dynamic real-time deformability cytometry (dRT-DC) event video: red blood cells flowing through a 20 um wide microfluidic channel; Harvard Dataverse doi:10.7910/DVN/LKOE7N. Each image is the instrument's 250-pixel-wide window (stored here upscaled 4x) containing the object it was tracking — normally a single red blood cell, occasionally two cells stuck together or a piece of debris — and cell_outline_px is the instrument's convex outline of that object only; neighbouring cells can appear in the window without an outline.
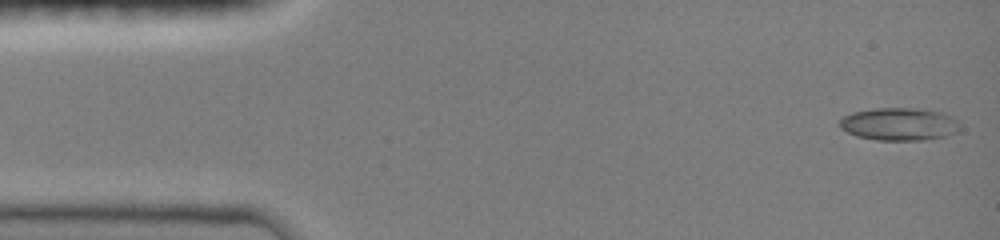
{"species": "common noctule bat (a hibernating species)", "species_latin": "Nyctalus noctula", "temperature_condition": "room temperature", "stored_images_in_passage": 10, "camera_frame_rate_fps": 3000, "um_per_image_px": 0.085, "animal": {"sex": "female", "body_mass_g": 19.0, "forearm_length_mm": 51.5}, "frame": {"image": 1, "passage_image": 1, "time_ms": 0.0, "image_size_px": [1000, 240], "cell_outline_px": [[960, 128], [956, 132], [948, 136], [924, 140], [876, 140], [856, 136], [840, 128], [840, 120], [844, 116], [852, 112], [876, 108], [920, 108], [944, 112], [952, 116], [960, 124]], "centroid_in_image_um": [76.47, 10.54], "position_along_channel_um": 8.5, "area_um2": 23.18}}
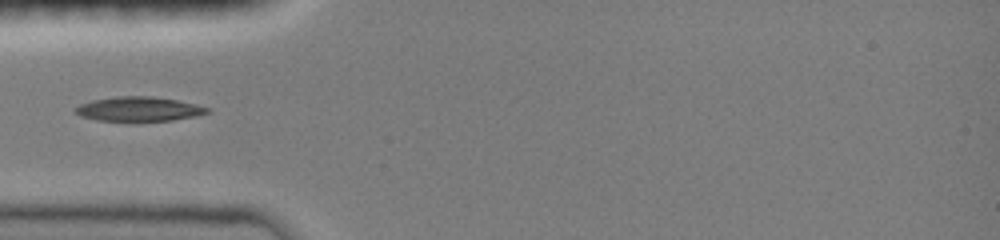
{"frame": {"image": 2, "passage_image": 9, "time_ms": 4.333, "image_size_px": [1000, 240], "cell_outline_px": [[212, 112], [196, 116], [172, 120], [96, 120], [80, 116], [72, 112], [72, 108], [80, 104], [92, 100], [116, 96], [152, 96], [176, 100], [196, 104], [212, 108]], "centroid_in_image_um": [11.79, 9.25], "position_along_channel_um": 73.2, "area_um2": 18.84}}
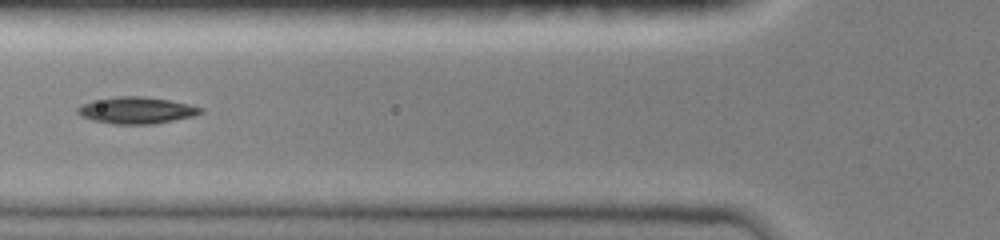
{"frame": {"image": 3, "passage_image": 10, "time_ms": 5.333, "image_size_px": [1000, 240], "cell_outline_px": [[204, 112], [196, 116], [152, 124], [112, 124], [92, 120], [80, 116], [76, 112], [76, 108], [92, 100], [116, 96], [140, 96], [168, 100], [188, 104], [204, 108]], "centroid_in_image_um": [11.6, 9.38], "position_along_channel_um": 114.2, "area_um2": 19.25}}